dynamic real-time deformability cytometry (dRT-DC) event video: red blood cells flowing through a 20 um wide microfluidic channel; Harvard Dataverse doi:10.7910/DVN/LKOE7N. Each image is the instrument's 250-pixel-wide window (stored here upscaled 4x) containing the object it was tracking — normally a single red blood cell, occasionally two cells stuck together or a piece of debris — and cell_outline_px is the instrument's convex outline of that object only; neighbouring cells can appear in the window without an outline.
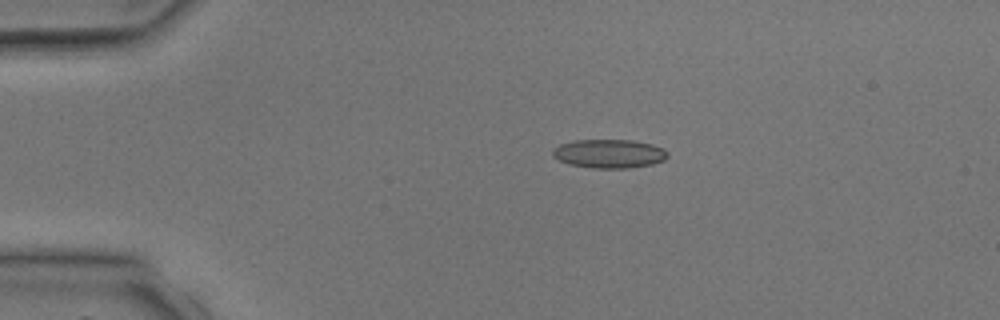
{"species": "common noctule bat (a hibernating species)", "species_latin": "Nyctalus noctula", "temperature_condition": "room temperature", "stored_images_in_passage": 3, "camera_frame_rate_fps": 3000, "um_per_image_px": 0.085, "animal": {"sex": "male", "body_mass_g": 17.9, "forearm_length_mm": 54.2}, "frame": {"image": 1, "passage_image": 2, "time_ms": 1.333, "image_size_px": [1000, 320], "cell_outline_px": [[668, 156], [664, 160], [652, 164], [628, 168], [592, 168], [568, 164], [552, 156], [552, 148], [560, 144], [572, 140], [632, 140], [652, 144], [664, 148], [668, 152]], "centroid_in_image_um": [51.77, 13.05], "position_along_channel_um": 33.2, "area_um2": 19.42}}